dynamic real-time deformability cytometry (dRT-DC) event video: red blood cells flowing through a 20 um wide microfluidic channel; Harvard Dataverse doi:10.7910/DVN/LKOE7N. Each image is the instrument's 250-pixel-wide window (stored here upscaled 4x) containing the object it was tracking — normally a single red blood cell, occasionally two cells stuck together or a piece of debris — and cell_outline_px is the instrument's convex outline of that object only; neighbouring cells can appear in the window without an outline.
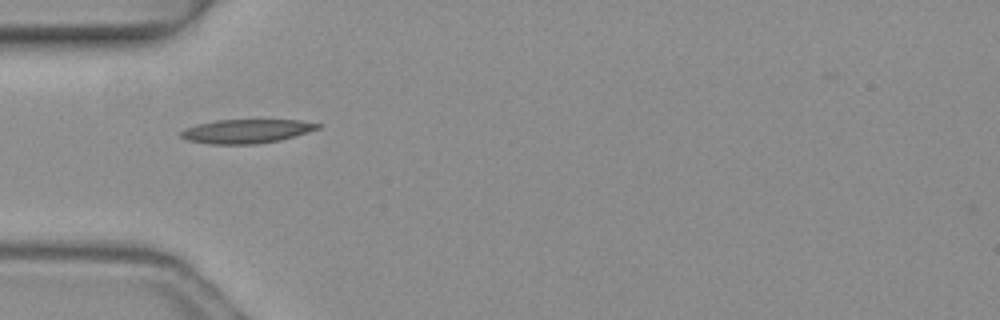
{"species": "common noctule bat (a hibernating species)", "species_latin": "Nyctalus noctula", "temperature_condition": "warm", "stored_images_in_passage": 7, "camera_frame_rate_fps": 3000, "um_per_image_px": 0.085, "animal": {"sex": "female", "body_mass_g": 19.3, "forearm_length_mm": 54.1}, "frame": {"image": 1, "passage_image": 5, "time_ms": 1.333, "image_size_px": [1000, 320], "cell_outline_px": [[320, 128], [280, 140], [256, 144], [208, 144], [188, 140], [180, 136], [180, 132], [184, 128], [196, 124], [216, 120], [300, 120], [320, 124]], "centroid_in_image_um": [20.9, 11.15], "position_along_channel_um": 64.1, "area_um2": 19.02}}
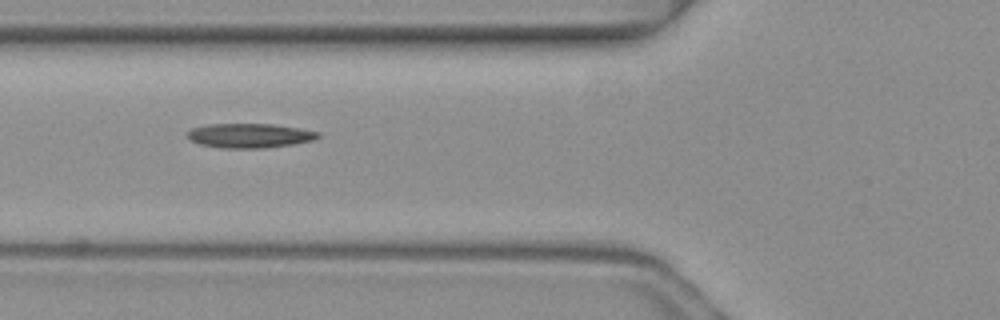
{"frame": {"image": 2, "passage_image": 6, "time_ms": 1.667, "image_size_px": [1000, 320], "cell_outline_px": [[320, 136], [312, 140], [292, 144], [264, 148], [224, 148], [200, 144], [184, 136], [192, 128], [208, 124], [272, 124], [300, 128], [320, 132]], "centroid_in_image_um": [21.21, 11.52], "position_along_channel_um": 104.6, "area_um2": 18.5}}
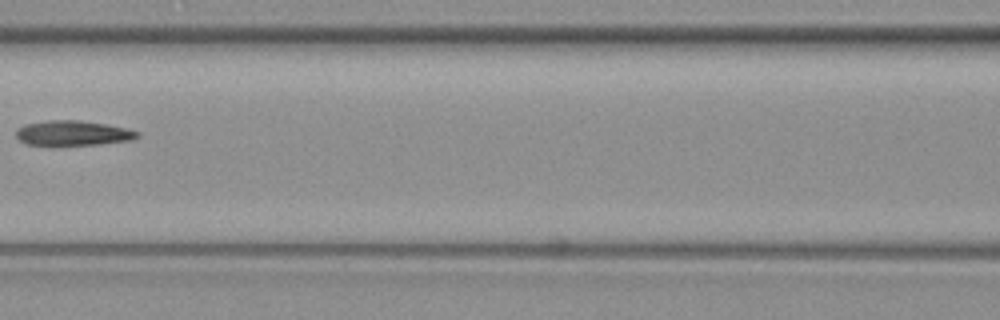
{"frame": {"image": 3, "passage_image": 7, "time_ms": 2.0, "image_size_px": [1000, 320], "cell_outline_px": [[140, 136], [132, 140], [100, 144], [28, 144], [20, 140], [16, 136], [16, 128], [24, 124], [48, 120], [80, 120], [104, 124], [124, 128], [140, 132]], "centroid_in_image_um": [6.2, 11.3], "position_along_channel_um": 160.4, "area_um2": 17.34}}